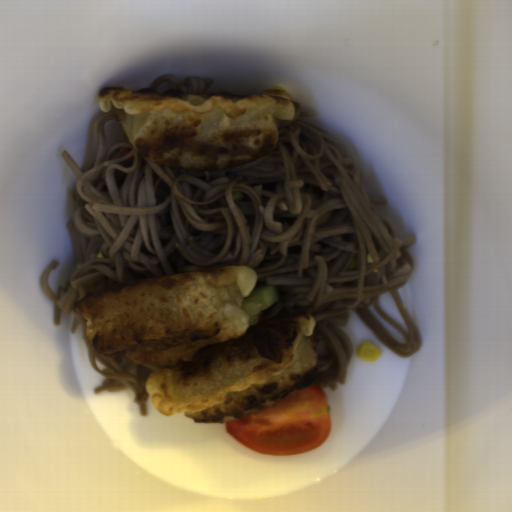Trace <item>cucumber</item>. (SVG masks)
I'll list each match as a JSON object with an SVG mask.
<instances>
[{
    "label": "cucumber",
    "instance_id": "8b760119",
    "mask_svg": "<svg viewBox=\"0 0 512 512\" xmlns=\"http://www.w3.org/2000/svg\"><path fill=\"white\" fill-rule=\"evenodd\" d=\"M280 300V290L266 281L256 282L253 290L241 302V309L249 315L250 326L257 325L263 310Z\"/></svg>",
    "mask_w": 512,
    "mask_h": 512
}]
</instances>
